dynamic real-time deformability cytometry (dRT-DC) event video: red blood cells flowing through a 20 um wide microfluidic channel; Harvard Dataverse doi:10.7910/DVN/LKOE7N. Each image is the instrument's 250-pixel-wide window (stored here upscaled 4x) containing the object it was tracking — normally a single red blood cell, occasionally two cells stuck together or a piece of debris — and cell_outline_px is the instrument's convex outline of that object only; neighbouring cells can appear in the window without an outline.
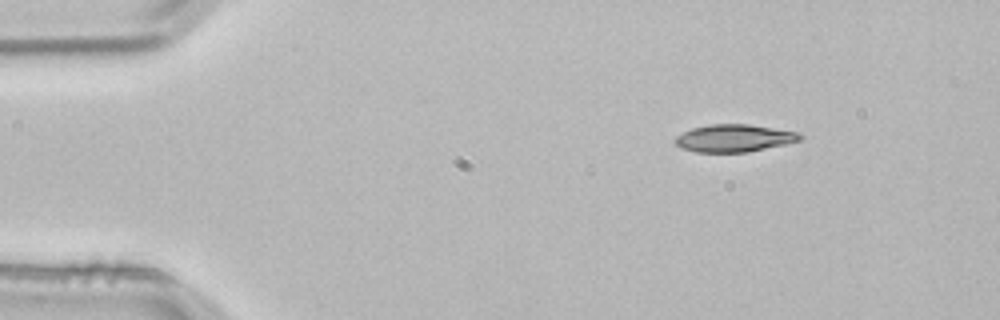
{"species": "common noctule bat (a hibernating species)", "species_latin": "Nyctalus noctula", "temperature_condition": "room temperature", "stored_images_in_passage": 4, "camera_frame_rate_fps": 3000, "um_per_image_px": 0.085, "animal": {"sex": "male", "body_mass_g": 21.5, "forearm_length_mm": 52.0}, "frame": {"image": 1, "passage_image": 1, "time_ms": 0.0, "image_size_px": [1000, 320], "cell_outline_px": [[804, 136], [800, 140], [784, 144], [748, 152], [696, 152], [680, 148], [672, 140], [676, 136], [692, 128], [708, 124], [748, 124], [800, 132]], "centroid_in_image_um": [62.38, 11.74], "position_along_channel_um": 22.6, "area_um2": 20.06}}
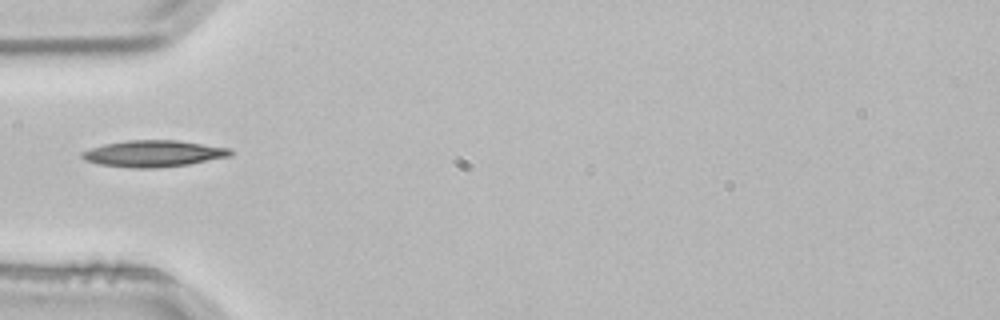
{"frame": {"image": 2, "passage_image": 3, "time_ms": 0.667, "image_size_px": [1000, 320], "cell_outline_px": [[232, 156], [188, 164], [156, 168], [132, 168], [100, 164], [84, 160], [80, 156], [80, 152], [104, 144], [128, 140], [176, 140], [232, 148]], "centroid_in_image_um": [13.06, 13.05], "position_along_channel_um": 71.9, "area_um2": 22.95}}